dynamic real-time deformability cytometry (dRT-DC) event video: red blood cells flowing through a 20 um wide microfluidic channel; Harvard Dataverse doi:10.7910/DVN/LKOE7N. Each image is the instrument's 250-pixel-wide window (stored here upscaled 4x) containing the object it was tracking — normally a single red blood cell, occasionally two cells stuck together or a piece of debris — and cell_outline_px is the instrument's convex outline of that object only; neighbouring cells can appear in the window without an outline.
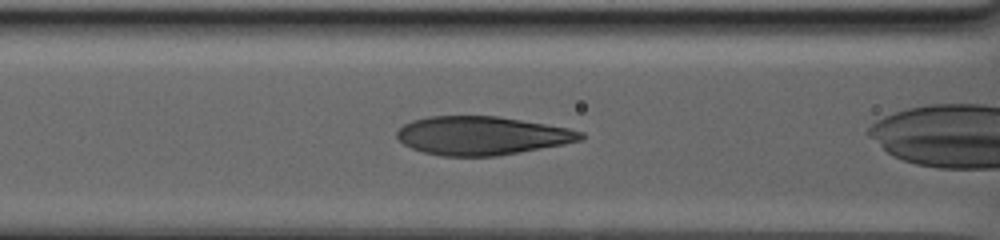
{"species": "human", "species_latin": "Homo sapiens", "temperature_condition": "warm", "stored_images_in_passage": 53, "camera_frame_rate_fps": 3000, "um_per_image_px": 0.085, "donor": {"sex": "male"}, "frame": {"image": 1, "passage_image": 51, "time_ms": 10.667, "image_size_px": [1000, 240], "cell_outline_px": [[584, 140], [564, 144], [496, 156], [440, 156], [424, 152], [412, 148], [404, 144], [396, 136], [396, 132], [404, 124], [412, 120], [428, 116], [496, 116], [568, 128], [584, 132]], "centroid_in_image_um": [40.95, 11.53], "position_along_channel_um": 125.7, "area_um2": 41.1}}